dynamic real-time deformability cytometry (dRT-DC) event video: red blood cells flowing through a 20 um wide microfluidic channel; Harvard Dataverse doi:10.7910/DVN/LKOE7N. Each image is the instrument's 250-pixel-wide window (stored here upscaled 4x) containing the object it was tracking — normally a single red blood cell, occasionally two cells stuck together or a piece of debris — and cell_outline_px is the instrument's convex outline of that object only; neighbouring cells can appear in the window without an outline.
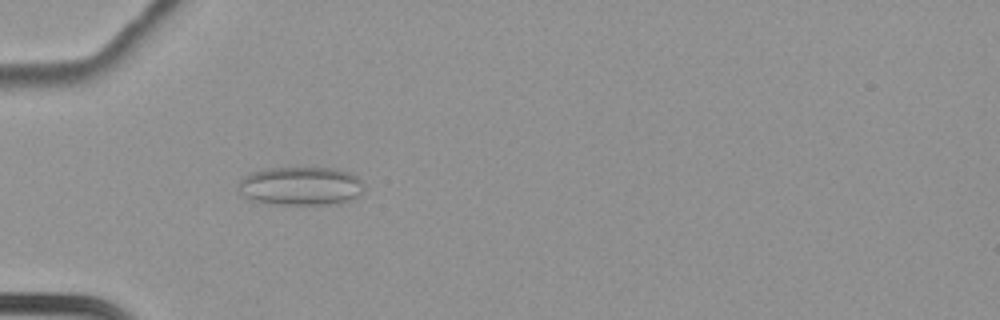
{"species": "common noctule bat (a hibernating species)", "species_latin": "Nyctalus noctula", "temperature_condition": "cold", "stored_images_in_passage": 47, "camera_frame_rate_fps": 3000, "um_per_image_px": 0.085, "animal": {"sex": "female", "body_mass_g": 22.7, "forearm_length_mm": 54.2}, "frame": {"image": 1, "passage_image": 6, "time_ms": 1.667, "image_size_px": [1000, 320], "cell_outline_px": [[364, 188], [360, 196], [352, 200], [336, 204], [268, 204], [244, 196], [240, 192], [236, 184], [244, 176], [252, 172], [268, 168], [336, 168], [352, 172], [364, 184]], "centroid_in_image_um": [25.6, 15.81], "position_along_channel_um": 59.4, "area_um2": 28.55}}
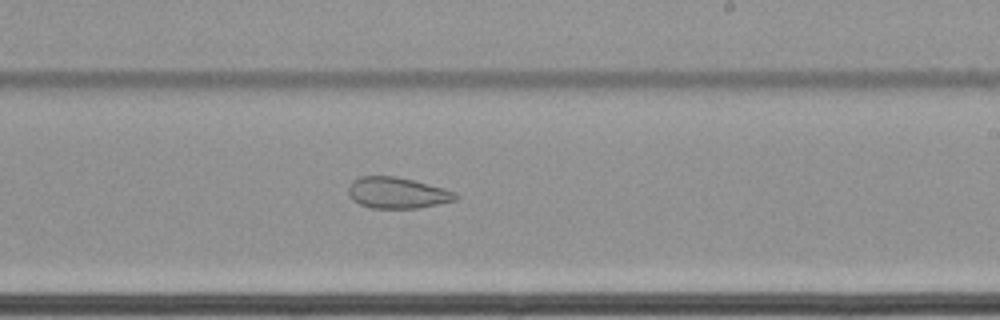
{"frame": {"image": 2, "passage_image": 24, "time_ms": 7.667, "image_size_px": [1000, 320], "cell_outline_px": [[460, 196], [456, 200], [416, 208], [372, 208], [360, 204], [352, 200], [348, 196], [348, 188], [352, 180], [360, 176], [396, 176], [444, 188], [456, 192]], "centroid_in_image_um": [33.74, 16.39], "position_along_channel_um": 255.3, "area_um2": 19.48}}
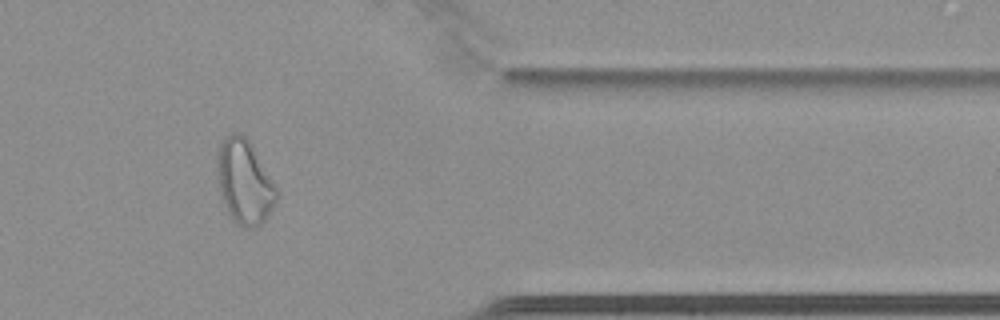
{"frame": {"image": 3, "passage_image": 37, "time_ms": 12.0, "image_size_px": [1000, 320], "cell_outline_px": [[280, 196], [268, 216], [260, 224], [252, 228], [244, 228], [236, 224], [232, 220], [224, 204], [220, 192], [216, 160], [216, 156], [220, 144], [224, 136], [232, 132], [240, 132], [248, 140], [276, 184], [280, 192]], "centroid_in_image_um": [20.8, 15.47], "position_along_channel_um": 390.6, "area_um2": 29.54}, "authors_computed_cell_mechanics": {"area_um2": 24.2182, "velocity_mm_per_s": 3.4475, "shape_relaxation_time_tau1_ms": null, "shape_relaxation_time_tau2_ms": 1.9789, "deformation_change_tau1": null, "deformation_change_tau2": 0.077}}